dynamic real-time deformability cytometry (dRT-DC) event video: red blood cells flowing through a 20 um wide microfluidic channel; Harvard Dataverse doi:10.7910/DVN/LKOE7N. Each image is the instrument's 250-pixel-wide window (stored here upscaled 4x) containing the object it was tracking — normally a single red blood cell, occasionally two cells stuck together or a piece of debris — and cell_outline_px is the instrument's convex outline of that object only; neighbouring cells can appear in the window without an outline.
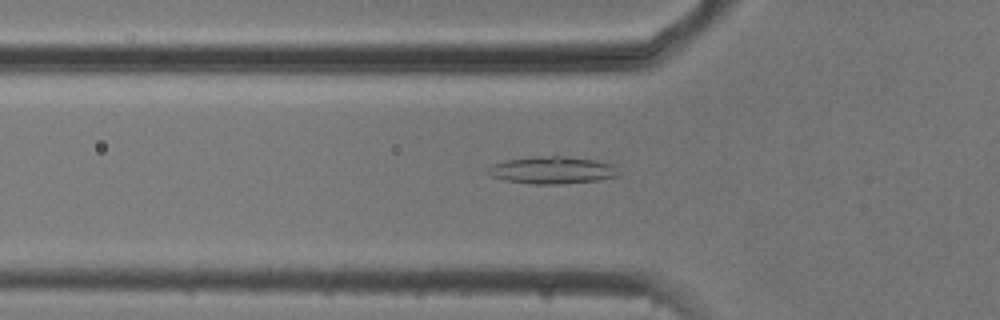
{"species": "common noctule bat (a hibernating species)", "species_latin": "Nyctalus noctula", "temperature_condition": "cold", "stored_images_in_passage": 54, "camera_frame_rate_fps": 3000, "um_per_image_px": 0.085, "animal": {"sex": "male", "body_mass_g": 20.5, "forearm_length_mm": 52.5}, "frame": {"image": 1, "passage_image": 18, "time_ms": 5.667, "image_size_px": [1000, 320], "cell_outline_px": [[616, 176], [596, 180], [556, 184], [536, 184], [504, 180], [492, 176], [488, 172], [496, 164], [504, 160], [536, 156], [560, 156], [596, 160], [612, 164]], "centroid_in_image_um": [46.91, 14.45], "position_along_channel_um": 78.9, "area_um2": 20.06}}
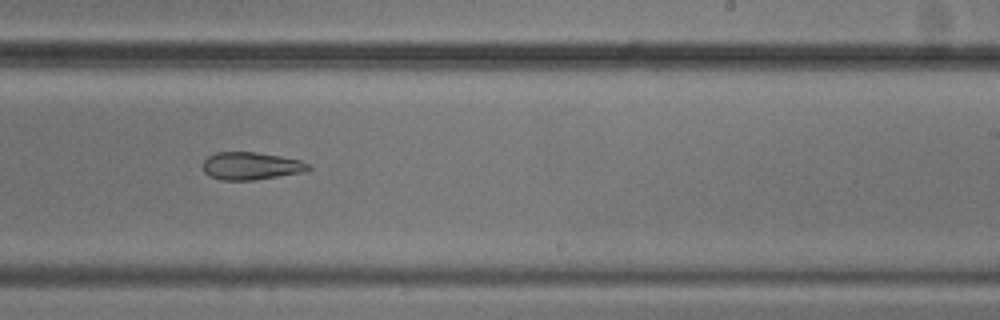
{"frame": {"image": 2, "passage_image": 33, "time_ms": 10.667, "image_size_px": [1000, 320], "cell_outline_px": [[312, 168], [304, 172], [252, 180], [220, 180], [208, 176], [204, 172], [200, 164], [208, 156], [216, 152], [256, 152], [280, 156], [300, 160], [312, 164]], "centroid_in_image_um": [21.31, 14.1], "position_along_channel_um": 267.7, "area_um2": 17.22}}
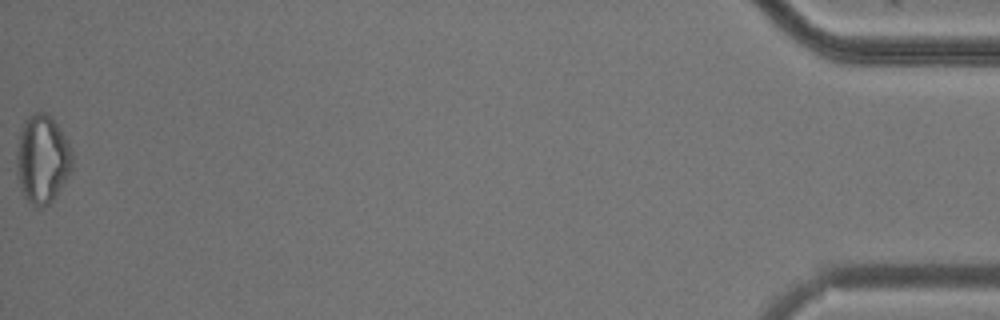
{"frame": {"image": 3, "passage_image": 54, "time_ms": 17.667, "image_size_px": [1000, 320], "cell_outline_px": [[72, 168], [52, 200], [48, 204], [40, 208], [36, 208], [24, 196], [20, 188], [16, 176], [16, 152], [20, 128], [24, 120], [28, 116], [36, 112], [44, 112], [60, 128], [68, 140], [72, 152]], "centroid_in_image_um": [3.56, 13.52], "position_along_channel_um": 431.6, "area_um2": 28.73}}